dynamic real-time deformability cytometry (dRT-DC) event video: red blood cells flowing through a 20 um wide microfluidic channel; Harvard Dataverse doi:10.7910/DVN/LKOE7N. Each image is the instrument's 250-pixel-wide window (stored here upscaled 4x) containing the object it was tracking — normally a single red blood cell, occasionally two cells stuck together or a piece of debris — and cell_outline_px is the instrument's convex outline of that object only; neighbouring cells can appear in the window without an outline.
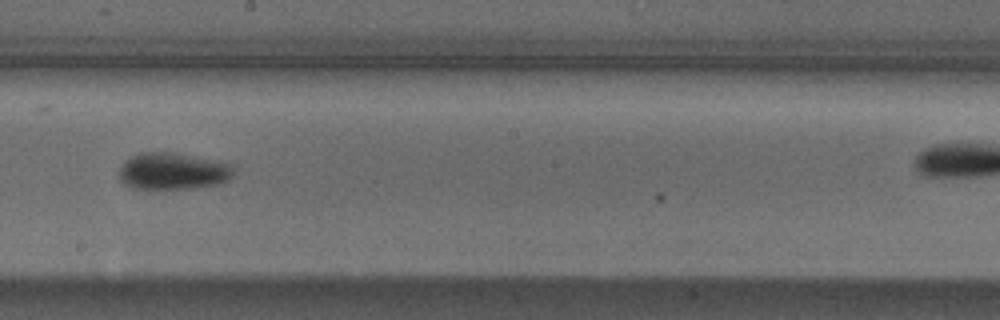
{"species": "Egyptian fruit bat (a non-hibernating species)", "species_latin": "Rousettus aegyptiacus", "temperature_condition": "cold", "stored_images_in_passage": 22, "camera_frame_rate_fps": 3000, "um_per_image_px": 0.085, "animal": {"sex": "male"}, "frame": {"image": 1, "passage_image": 16, "time_ms": 5.0, "image_size_px": [1000, 320], "cell_outline_px": [[236, 168], [232, 176], [228, 180], [220, 184], [156, 192], [132, 188], [124, 184], [120, 180], [120, 168], [132, 156], [140, 152], [172, 152], [232, 164]], "centroid_in_image_um": [14.69, 14.6], "position_along_channel_um": 233.5, "area_um2": 25.14}}
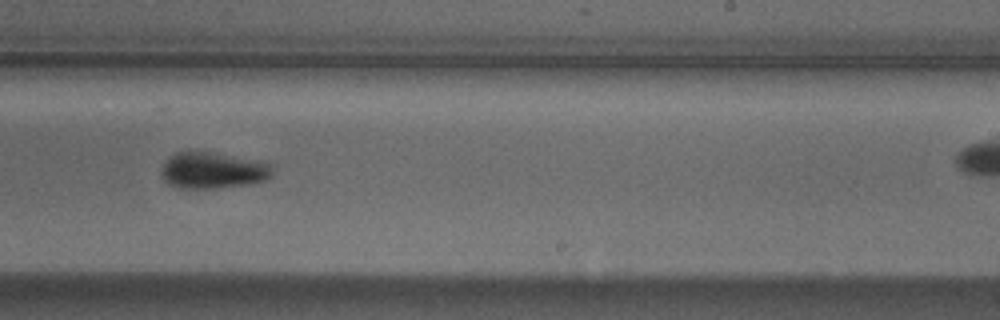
{"frame": {"image": 2, "passage_image": 19, "time_ms": 6.0, "image_size_px": [1000, 320], "cell_outline_px": [[272, 176], [264, 180], [252, 184], [216, 188], [180, 188], [168, 184], [160, 176], [160, 168], [176, 152], [216, 152], [264, 160], [272, 164]], "centroid_in_image_um": [18.15, 14.48], "position_along_channel_um": 270.9, "area_um2": 23.99}}